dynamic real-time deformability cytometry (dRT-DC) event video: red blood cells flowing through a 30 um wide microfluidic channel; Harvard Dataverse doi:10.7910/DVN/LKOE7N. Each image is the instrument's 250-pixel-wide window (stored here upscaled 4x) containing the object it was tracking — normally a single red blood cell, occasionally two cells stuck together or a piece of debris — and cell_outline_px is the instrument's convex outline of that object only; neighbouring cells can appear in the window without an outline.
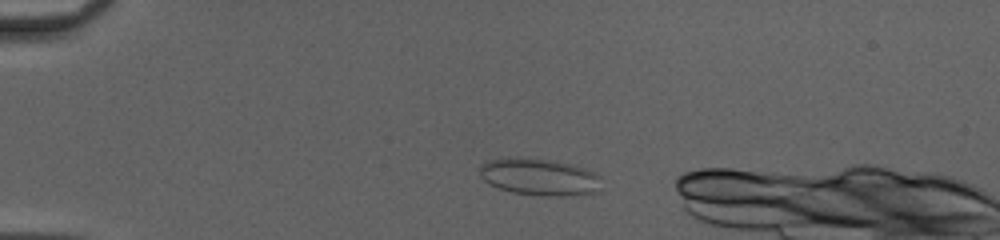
{"species": "common noctule bat (a hibernating species)", "species_latin": "Nyctalus noctula", "temperature_condition": "cold", "stored_images_in_passage": 17, "camera_frame_rate_fps": 3000, "um_per_image_px": 0.085, "animal": {"sex": "female", "body_mass_g": 20.0, "forearm_length_mm": 54.0}, "frame": {"image": 1, "passage_image": 6, "time_ms": 1.667, "image_size_px": [1000, 240], "cell_outline_px": [[600, 192], [564, 196], [540, 196], [512, 192], [496, 188], [488, 184], [480, 176], [480, 164], [488, 160], [508, 156], [548, 160], [572, 164], [596, 172], [600, 176]], "centroid_in_image_um": [45.83, 15.04], "position_along_channel_um": 39.2, "area_um2": 26.7}}
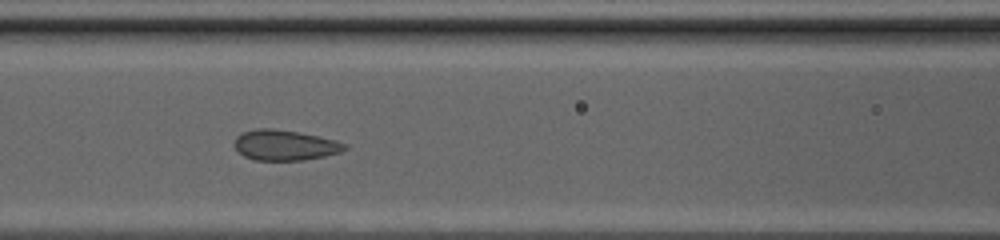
{"frame": {"image": 2, "passage_image": 17, "time_ms": 5.333, "image_size_px": [1000, 240], "cell_outline_px": [[348, 148], [340, 152], [324, 156], [304, 160], [256, 160], [244, 156], [232, 144], [236, 136], [240, 132], [256, 128], [272, 128], [300, 132], [336, 140], [348, 144]], "centroid_in_image_um": [24.2, 12.32], "position_along_channel_um": 142.4, "area_um2": 19.77}}